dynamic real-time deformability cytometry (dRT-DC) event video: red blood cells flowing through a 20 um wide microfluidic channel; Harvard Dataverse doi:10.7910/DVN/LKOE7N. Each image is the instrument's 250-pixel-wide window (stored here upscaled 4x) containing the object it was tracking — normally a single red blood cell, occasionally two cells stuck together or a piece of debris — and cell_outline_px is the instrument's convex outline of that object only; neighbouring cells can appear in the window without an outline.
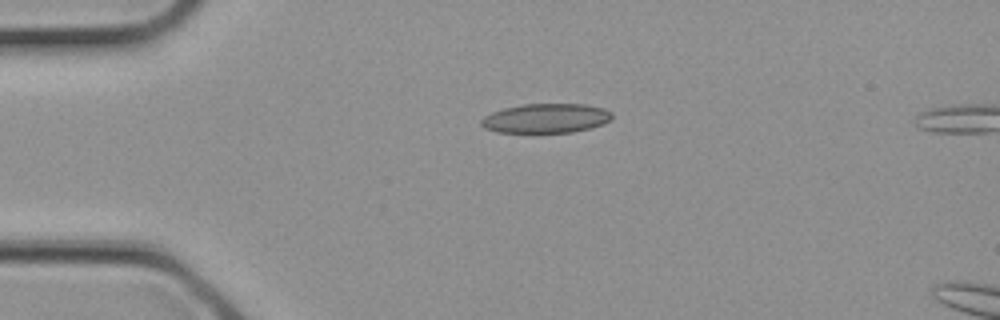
{"species": "common noctule bat (a hibernating species)", "species_latin": "Nyctalus noctula", "temperature_condition": "cold", "stored_images_in_passage": 3, "camera_frame_rate_fps": 3000, "um_per_image_px": 0.085, "animal": {"sex": "female", "body_mass_g": 21.9}, "frame": {"image": 1, "passage_image": 2, "time_ms": 0.333, "image_size_px": [1000, 320], "cell_outline_px": [[612, 116], [604, 124], [592, 128], [572, 132], [496, 132], [484, 128], [480, 124], [480, 120], [484, 116], [492, 112], [504, 108], [524, 104], [584, 104], [604, 108], [612, 112]], "centroid_in_image_um": [46.4, 10.05], "position_along_channel_um": 38.6, "area_um2": 22.43}}